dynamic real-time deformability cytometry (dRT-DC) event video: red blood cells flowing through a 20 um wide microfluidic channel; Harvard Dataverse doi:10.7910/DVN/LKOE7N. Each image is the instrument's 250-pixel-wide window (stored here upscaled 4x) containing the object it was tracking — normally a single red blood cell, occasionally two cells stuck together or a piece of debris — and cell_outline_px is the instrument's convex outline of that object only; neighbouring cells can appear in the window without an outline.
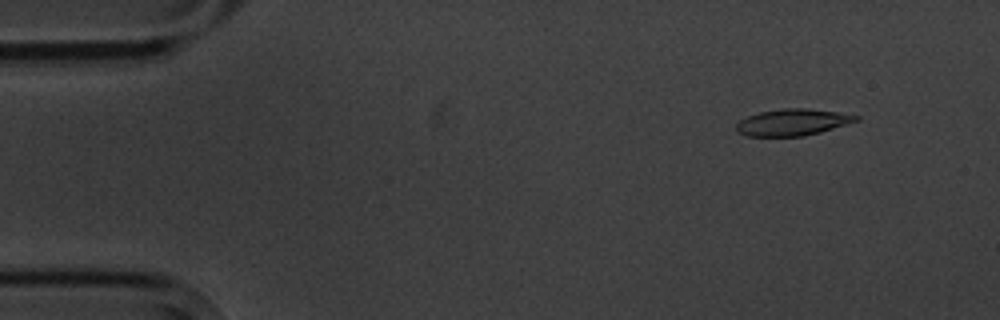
{"species": "common noctule bat (a hibernating species)", "species_latin": "Nyctalus noctula", "temperature_condition": "cold", "stored_images_in_passage": 5, "camera_frame_rate_fps": 3000, "um_per_image_px": 0.085, "animal": {"sex": "male", "body_mass_g": 20.1, "forearm_length_mm": 53.5}, "frame": {"image": 1, "passage_image": 2, "time_ms": 1.333, "image_size_px": [1000, 320], "cell_outline_px": [[860, 120], [820, 132], [804, 136], [748, 136], [736, 132], [736, 124], [740, 120], [748, 116], [760, 112], [784, 108], [804, 108], [836, 112], [860, 116]], "centroid_in_image_um": [67.35, 10.4], "position_along_channel_um": 17.6, "area_um2": 18.44}}